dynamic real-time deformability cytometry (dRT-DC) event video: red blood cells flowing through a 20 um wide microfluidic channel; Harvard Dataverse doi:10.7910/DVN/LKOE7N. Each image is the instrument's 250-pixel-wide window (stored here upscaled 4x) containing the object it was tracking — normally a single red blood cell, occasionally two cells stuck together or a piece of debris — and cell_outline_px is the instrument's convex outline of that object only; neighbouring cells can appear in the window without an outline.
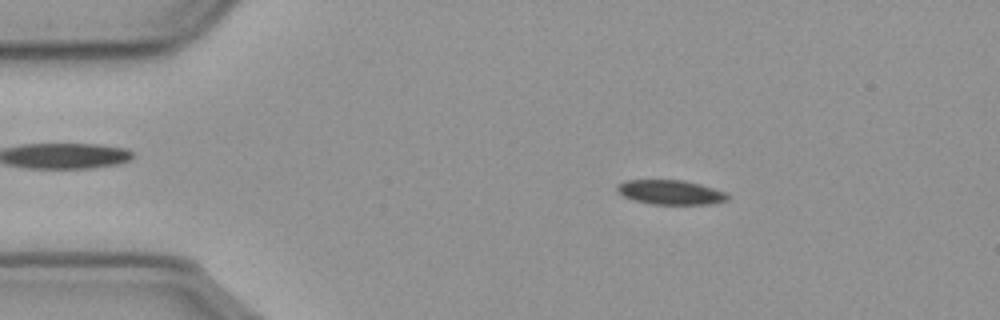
{"species": "common noctule bat (a hibernating species)", "species_latin": "Nyctalus noctula", "temperature_condition": "cold", "stored_images_in_passage": 53, "camera_frame_rate_fps": 3000, "um_per_image_px": 0.085, "animal": {"sex": "male", "body_mass_g": 23.1, "forearm_length_mm": 52.7}, "frame": {"image": 1, "passage_image": 6, "time_ms": 1.667, "image_size_px": [1000, 320], "cell_outline_px": [[728, 200], [708, 204], [652, 204], [636, 200], [624, 196], [616, 188], [616, 184], [624, 180], [684, 180], [700, 184], [728, 192]], "centroid_in_image_um": [57.01, 16.33], "position_along_channel_um": 28.0, "area_um2": 15.72}}
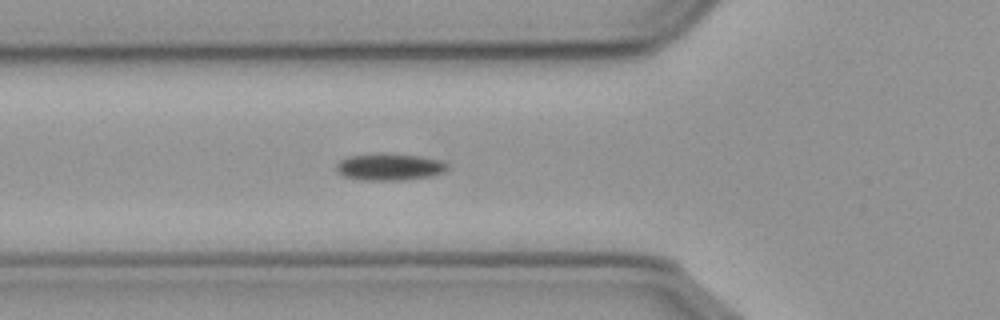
{"frame": {"image": 2, "passage_image": 16, "time_ms": 5.0, "image_size_px": [1000, 320], "cell_outline_px": [[448, 168], [444, 172], [432, 176], [404, 180], [360, 180], [344, 176], [336, 172], [336, 164], [340, 160], [352, 156], [376, 152], [388, 152], [420, 156], [436, 160], [448, 164]], "centroid_in_image_um": [33.08, 14.18], "position_along_channel_um": 92.7, "area_um2": 17.69}}
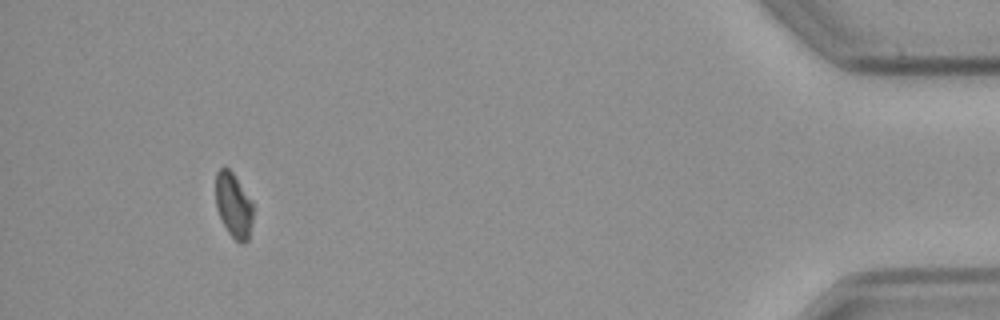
{"frame": {"image": 3, "passage_image": 49, "time_ms": 16.0, "image_size_px": [1000, 320], "cell_outline_px": [[252, 220], [248, 240], [244, 244], [240, 244], [228, 232], [216, 208], [216, 172], [220, 168], [228, 168], [232, 172], [252, 200]], "centroid_in_image_um": [19.86, 17.46], "position_along_channel_um": 415.3, "area_um2": 13.99}}